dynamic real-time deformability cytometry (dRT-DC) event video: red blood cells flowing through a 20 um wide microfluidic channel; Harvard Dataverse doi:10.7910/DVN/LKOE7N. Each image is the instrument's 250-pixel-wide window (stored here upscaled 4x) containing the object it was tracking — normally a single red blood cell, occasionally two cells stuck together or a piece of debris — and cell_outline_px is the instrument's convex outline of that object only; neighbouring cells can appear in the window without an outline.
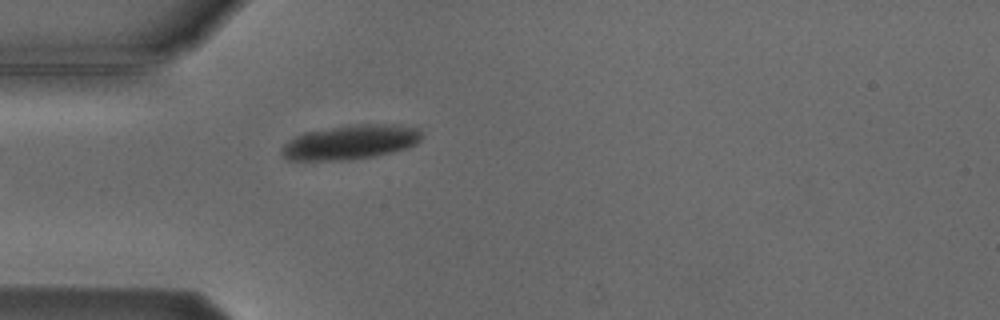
{"species": "Egyptian fruit bat (a non-hibernating species)", "species_latin": "Rousettus aegyptiacus", "temperature_condition": "cold", "stored_images_in_passage": 4, "camera_frame_rate_fps": 3000, "um_per_image_px": 0.085, "animal": {"sex": "male"}, "frame": {"image": 1, "passage_image": 4, "time_ms": 4.333, "image_size_px": [1000, 320], "cell_outline_px": [[424, 136], [416, 144], [408, 148], [376, 156], [352, 160], [288, 160], [280, 152], [280, 148], [288, 140], [304, 132], [348, 124], [396, 124], [416, 128], [424, 132]], "centroid_in_image_um": [29.81, 12.08], "position_along_channel_um": 55.2, "area_um2": 28.61}}